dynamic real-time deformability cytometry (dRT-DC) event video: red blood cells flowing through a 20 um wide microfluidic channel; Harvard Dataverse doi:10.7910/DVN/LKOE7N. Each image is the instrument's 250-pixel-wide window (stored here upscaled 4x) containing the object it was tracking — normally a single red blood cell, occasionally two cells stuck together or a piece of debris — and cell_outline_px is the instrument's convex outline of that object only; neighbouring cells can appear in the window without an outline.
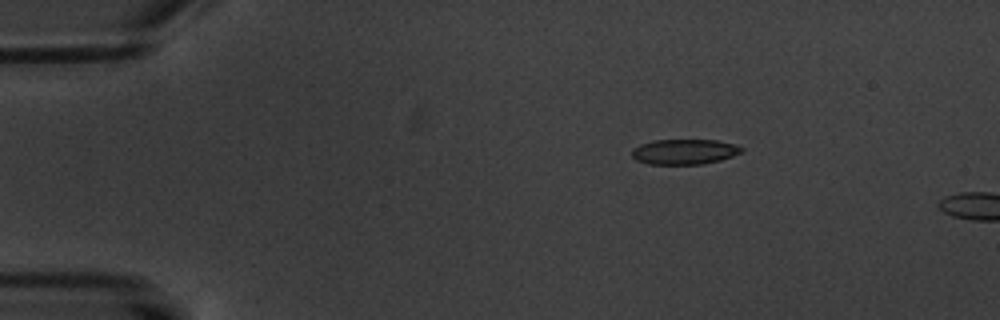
{"species": "common noctule bat (a hibernating species)", "species_latin": "Nyctalus noctula", "temperature_condition": "warm", "stored_images_in_passage": 4, "camera_frame_rate_fps": 3000, "um_per_image_px": 0.085, "animal": {"sex": "male", "body_mass_g": 20.1, "forearm_length_mm": 53.5}, "frame": {"image": 1, "passage_image": 3, "time_ms": 2.333, "image_size_px": [1000, 320], "cell_outline_px": [[744, 152], [720, 160], [704, 164], [648, 164], [636, 160], [632, 156], [632, 148], [640, 144], [652, 140], [716, 140], [736, 144], [744, 148]], "centroid_in_image_um": [58.19, 12.89], "position_along_channel_um": 26.8, "area_um2": 16.3}}